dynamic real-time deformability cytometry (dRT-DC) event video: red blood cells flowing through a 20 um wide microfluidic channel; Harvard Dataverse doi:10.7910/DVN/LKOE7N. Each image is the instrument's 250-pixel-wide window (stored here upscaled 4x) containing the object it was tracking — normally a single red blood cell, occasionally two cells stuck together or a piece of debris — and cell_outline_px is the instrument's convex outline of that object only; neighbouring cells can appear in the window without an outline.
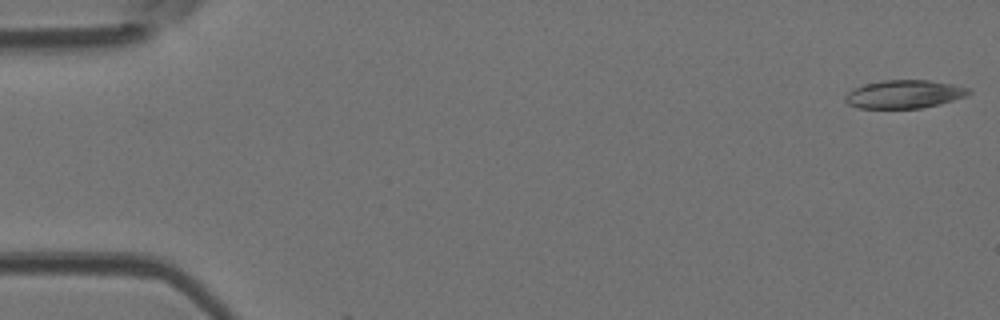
{"species": "Egyptian fruit bat (a non-hibernating species)", "species_latin": "Rousettus aegyptiacus", "temperature_condition": "room temperature", "stored_images_in_passage": 3, "camera_frame_rate_fps": 3000, "um_per_image_px": 0.085, "animal": {"sex": "female"}, "frame": {"image": 1, "passage_image": 1, "time_ms": 0.0, "image_size_px": [1000, 320], "cell_outline_px": [[972, 92], [964, 96], [940, 104], [920, 108], [860, 108], [848, 104], [844, 100], [844, 96], [848, 92], [856, 88], [868, 84], [884, 80], [928, 80], [952, 84], [972, 88]], "centroid_in_image_um": [76.89, 8.01], "position_along_channel_um": 8.1, "area_um2": 20.11}}